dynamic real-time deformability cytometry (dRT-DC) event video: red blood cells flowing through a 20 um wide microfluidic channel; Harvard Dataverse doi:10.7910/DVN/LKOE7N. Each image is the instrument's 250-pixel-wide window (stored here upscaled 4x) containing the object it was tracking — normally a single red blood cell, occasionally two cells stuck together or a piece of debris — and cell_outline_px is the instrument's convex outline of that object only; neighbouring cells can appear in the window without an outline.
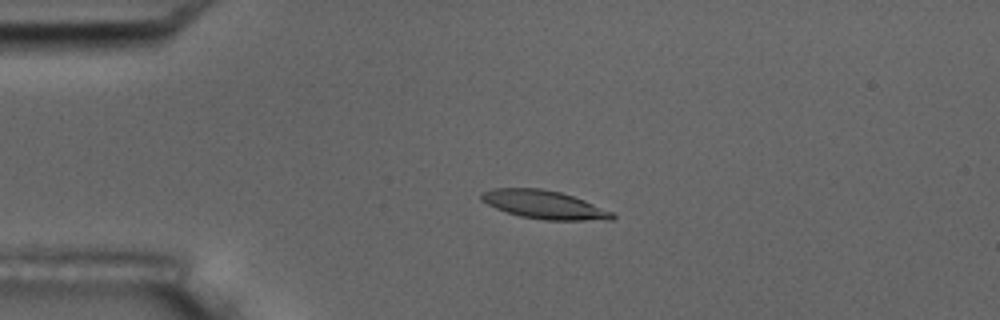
{"species": "common noctule bat (a hibernating species)", "species_latin": "Nyctalus noctula", "temperature_condition": "room temperature", "stored_images_in_passage": 5, "camera_frame_rate_fps": 3000, "um_per_image_px": 0.085, "animal": {"sex": "male", "body_mass_g": 17.5, "forearm_length_mm": 52.3}, "frame": {"image": 1, "passage_image": 4, "time_ms": 3.333, "image_size_px": [1000, 320], "cell_outline_px": [[616, 216], [612, 220], [544, 220], [520, 216], [496, 208], [480, 200], [480, 192], [492, 188], [540, 188], [560, 192], [584, 200], [612, 212]], "centroid_in_image_um": [46.22, 17.39], "position_along_channel_um": 38.8, "area_um2": 21.56}}